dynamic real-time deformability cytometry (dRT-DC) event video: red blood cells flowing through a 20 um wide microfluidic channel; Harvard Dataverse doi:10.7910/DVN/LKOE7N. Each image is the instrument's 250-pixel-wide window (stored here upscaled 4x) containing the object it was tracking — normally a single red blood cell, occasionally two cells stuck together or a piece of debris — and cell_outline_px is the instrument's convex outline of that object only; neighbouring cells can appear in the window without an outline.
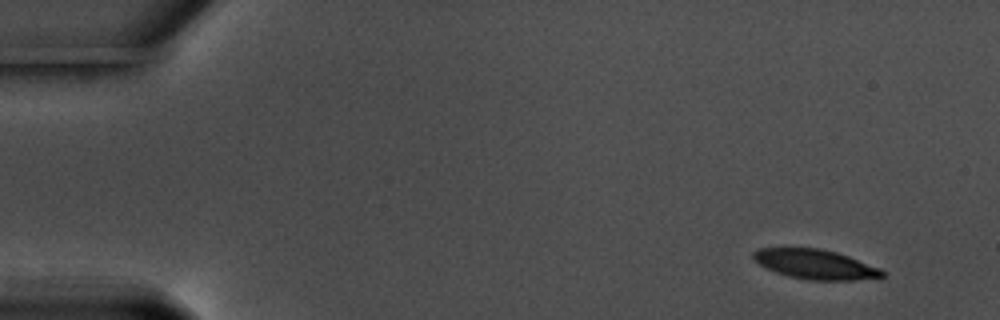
{"species": "common noctule bat (a hibernating species)", "species_latin": "Nyctalus noctula", "temperature_condition": "warm", "stored_images_in_passage": 54, "camera_frame_rate_fps": 3000, "um_per_image_px": 0.085, "animal": {"sex": "male", "body_mass_g": 17.5, "forearm_length_mm": 52.3}, "frame": {"image": 1, "passage_image": 1, "time_ms": 0.0, "image_size_px": [1000, 320], "cell_outline_px": [[884, 276], [880, 280], [808, 280], [788, 276], [776, 272], [760, 264], [752, 256], [752, 252], [756, 248], [816, 248], [836, 252], [848, 256], [880, 268], [884, 272]], "centroid_in_image_um": [69.36, 22.48], "position_along_channel_um": 15.6, "area_um2": 22.37}}
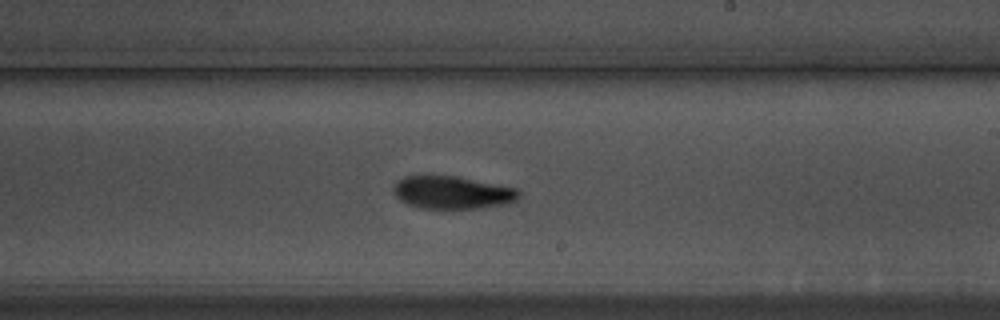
{"frame": {"image": 2, "passage_image": 31, "time_ms": 10.0, "image_size_px": [1000, 320], "cell_outline_px": [[520, 196], [516, 200], [508, 204], [476, 208], [420, 208], [408, 204], [400, 200], [392, 192], [392, 188], [396, 180], [404, 176], [456, 176], [520, 188]], "centroid_in_image_um": [38.46, 16.35], "position_along_channel_um": 250.5, "area_um2": 24.16}}
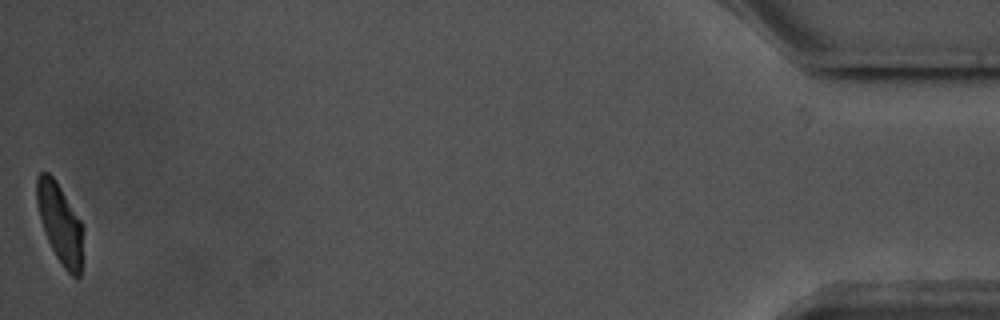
{"frame": {"image": 3, "passage_image": 54, "time_ms": 17.667, "image_size_px": [1000, 320], "cell_outline_px": [[84, 228], [80, 276], [72, 276], [64, 268], [56, 256], [48, 240], [40, 216], [36, 200], [36, 176], [40, 172], [48, 172], [56, 180], [80, 220]], "centroid_in_image_um": [5.11, 18.97], "position_along_channel_um": 430.1, "area_um2": 21.33}, "authors_computed_cell_mechanics": {"area_um2": 23.5246, "velocity_mm_per_s": 3.5504, "shape_relaxation_time_tau1_ms": 2.3455, "shape_relaxation_time_tau2_ms": 1.4784, "deformation_change_tau1": 0.1552, "deformation_change_tau2": 0.0583}}